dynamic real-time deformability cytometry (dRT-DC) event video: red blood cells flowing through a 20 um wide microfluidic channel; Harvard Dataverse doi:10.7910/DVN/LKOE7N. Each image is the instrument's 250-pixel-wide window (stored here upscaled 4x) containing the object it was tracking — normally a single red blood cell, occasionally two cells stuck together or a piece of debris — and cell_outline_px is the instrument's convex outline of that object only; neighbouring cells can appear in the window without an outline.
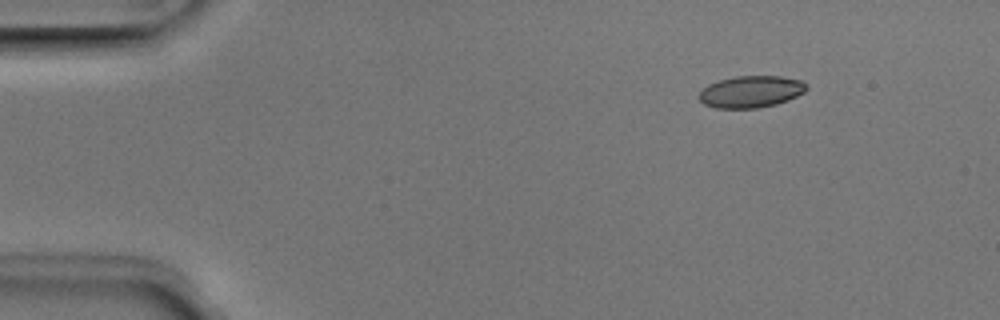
{"species": "Egyptian fruit bat (a non-hibernating species)", "species_latin": "Rousettus aegyptiacus", "temperature_condition": "room temperature", "stored_images_in_passage": 5, "camera_frame_rate_fps": 3000, "um_per_image_px": 0.085, "animal": {"sex": "male"}, "frame": {"image": 1, "passage_image": 2, "time_ms": 0.333, "image_size_px": [1000, 320], "cell_outline_px": [[808, 88], [804, 92], [788, 100], [776, 104], [756, 108], [716, 108], [704, 104], [700, 100], [700, 92], [708, 84], [720, 80], [736, 76], [780, 76], [800, 80], [808, 84]], "centroid_in_image_um": [63.85, 7.79], "position_along_channel_um": 21.1, "area_um2": 19.83}}
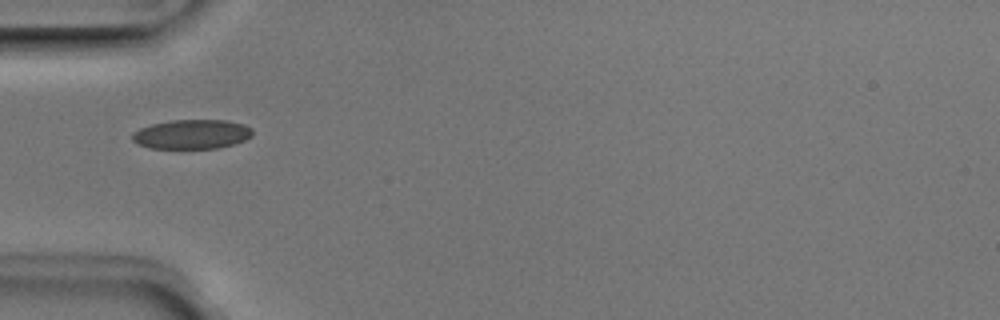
{"frame": {"image": 2, "passage_image": 5, "time_ms": 1.333, "image_size_px": [1000, 320], "cell_outline_px": [[252, 136], [244, 140], [220, 148], [148, 148], [136, 144], [132, 140], [132, 132], [140, 128], [152, 124], [172, 120], [228, 120], [244, 124], [252, 128]], "centroid_in_image_um": [16.29, 11.41], "position_along_channel_um": 68.7, "area_um2": 20.69}}